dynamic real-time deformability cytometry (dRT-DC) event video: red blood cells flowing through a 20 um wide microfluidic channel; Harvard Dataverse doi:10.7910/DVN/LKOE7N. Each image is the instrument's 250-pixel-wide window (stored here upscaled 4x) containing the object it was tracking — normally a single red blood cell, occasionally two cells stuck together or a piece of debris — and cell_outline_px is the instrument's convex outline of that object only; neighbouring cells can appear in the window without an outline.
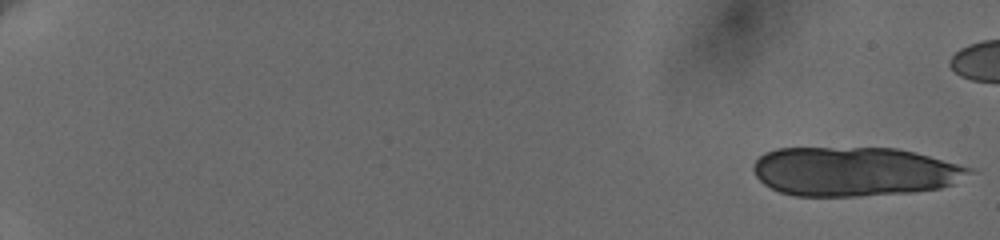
{"species": "human", "species_latin": "Homo sapiens", "temperature_condition": "cold", "stored_images_in_passage": 22, "camera_frame_rate_fps": 3000, "um_per_image_px": 0.085, "donor": {"sex": "female"}, "frame": {"image": 1, "passage_image": 1, "time_ms": 0.0, "image_size_px": [1000, 240], "cell_outline_px": [[980, 172], [952, 184], [940, 188], [912, 192], [856, 196], [792, 196], [780, 192], [764, 184], [756, 176], [752, 168], [756, 160], [764, 152], [776, 148], [896, 148], [928, 156], [972, 168]], "centroid_in_image_um": [72.63, 14.58], "position_along_channel_um": 12.4, "area_um2": 62.08}}